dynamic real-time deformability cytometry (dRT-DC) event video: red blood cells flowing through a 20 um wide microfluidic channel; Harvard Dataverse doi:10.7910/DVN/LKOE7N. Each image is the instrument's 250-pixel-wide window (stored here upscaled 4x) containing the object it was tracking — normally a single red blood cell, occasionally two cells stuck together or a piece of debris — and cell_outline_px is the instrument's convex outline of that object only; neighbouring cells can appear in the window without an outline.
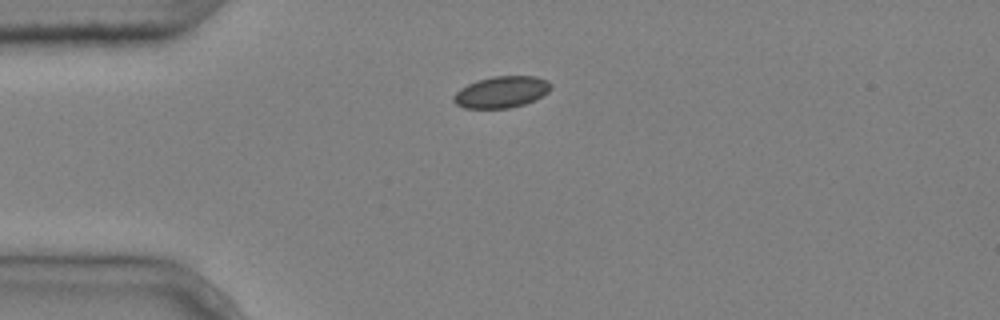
{"species": "common noctule bat (a hibernating species)", "species_latin": "Nyctalus noctula", "temperature_condition": "cold", "stored_images_in_passage": 4, "camera_frame_rate_fps": 3000, "um_per_image_px": 0.085, "animal": {"sex": "male", "body_mass_g": 20.4}, "frame": {"image": 1, "passage_image": 1, "time_ms": 0.0, "image_size_px": [1000, 320], "cell_outline_px": [[552, 88], [548, 92], [524, 104], [508, 108], [464, 108], [456, 104], [452, 100], [452, 96], [460, 88], [476, 80], [492, 76], [536, 76], [548, 80], [552, 84]], "centroid_in_image_um": [42.6, 7.81], "position_along_channel_um": 42.4, "area_um2": 17.92}}